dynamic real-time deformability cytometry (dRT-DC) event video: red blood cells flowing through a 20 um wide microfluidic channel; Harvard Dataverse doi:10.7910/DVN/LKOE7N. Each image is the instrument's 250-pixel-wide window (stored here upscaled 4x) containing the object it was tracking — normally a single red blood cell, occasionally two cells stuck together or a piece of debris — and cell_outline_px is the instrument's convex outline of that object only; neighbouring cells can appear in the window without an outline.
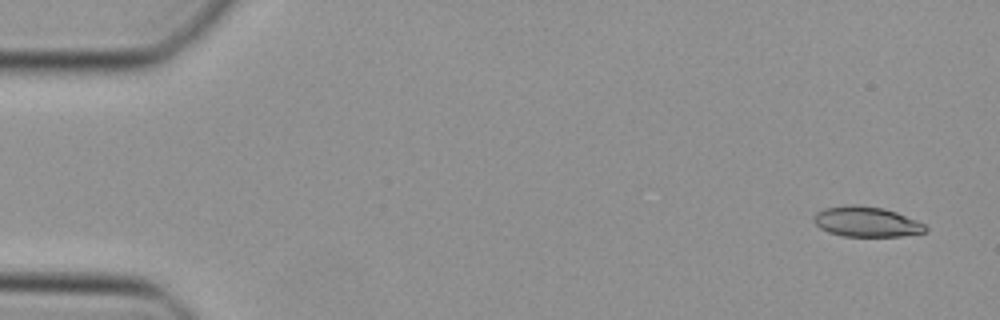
{"species": "Egyptian fruit bat (a non-hibernating species)", "species_latin": "Rousettus aegyptiacus", "temperature_condition": "cold", "stored_images_in_passage": 38, "camera_frame_rate_fps": 3000, "um_per_image_px": 0.085, "animal": {"sex": "female"}, "frame": {"image": 1, "passage_image": 1, "time_ms": 0.0, "image_size_px": [1000, 320], "cell_outline_px": [[928, 228], [924, 232], [900, 236], [844, 236], [828, 232], [820, 228], [812, 220], [816, 212], [824, 208], [852, 204], [884, 208], [896, 212], [916, 220], [924, 224]], "centroid_in_image_um": [73.62, 18.84], "position_along_channel_um": 11.4, "area_um2": 19.54}}
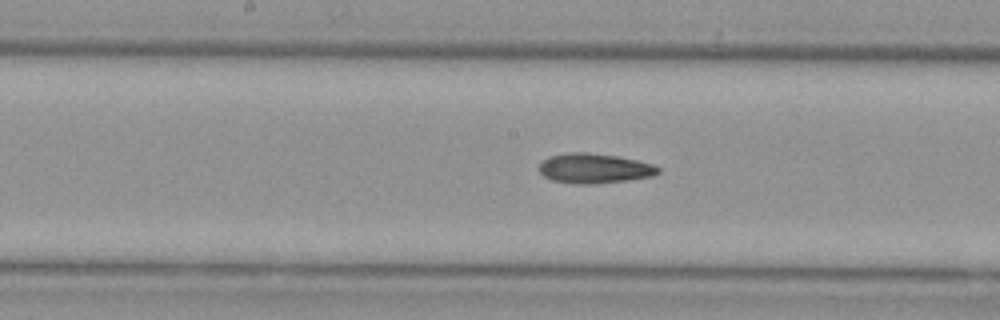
{"frame": {"image": 2, "passage_image": 23, "time_ms": 7.333, "image_size_px": [1000, 320], "cell_outline_px": [[660, 172], [652, 176], [628, 180], [596, 184], [576, 184], [552, 180], [544, 176], [540, 172], [540, 164], [548, 156], [572, 152], [588, 152], [616, 156], [636, 160], [652, 164], [660, 168]], "centroid_in_image_um": [50.52, 14.31], "position_along_channel_um": 197.7, "area_um2": 20.63}}
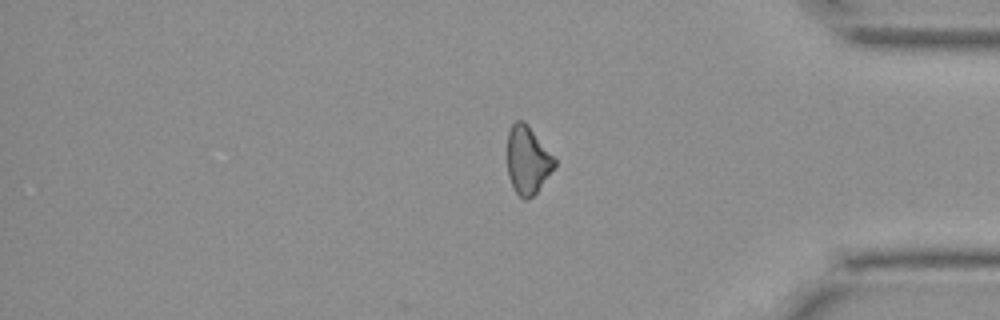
{"frame": {"image": 3, "passage_image": 38, "time_ms": 12.333, "image_size_px": [1000, 320], "cell_outline_px": [[556, 168], [536, 192], [528, 200], [524, 200], [512, 188], [508, 176], [508, 132], [512, 124], [516, 120], [524, 120], [556, 160]], "centroid_in_image_um": [44.85, 13.63], "position_along_channel_um": 390.4, "area_um2": 18.67}}